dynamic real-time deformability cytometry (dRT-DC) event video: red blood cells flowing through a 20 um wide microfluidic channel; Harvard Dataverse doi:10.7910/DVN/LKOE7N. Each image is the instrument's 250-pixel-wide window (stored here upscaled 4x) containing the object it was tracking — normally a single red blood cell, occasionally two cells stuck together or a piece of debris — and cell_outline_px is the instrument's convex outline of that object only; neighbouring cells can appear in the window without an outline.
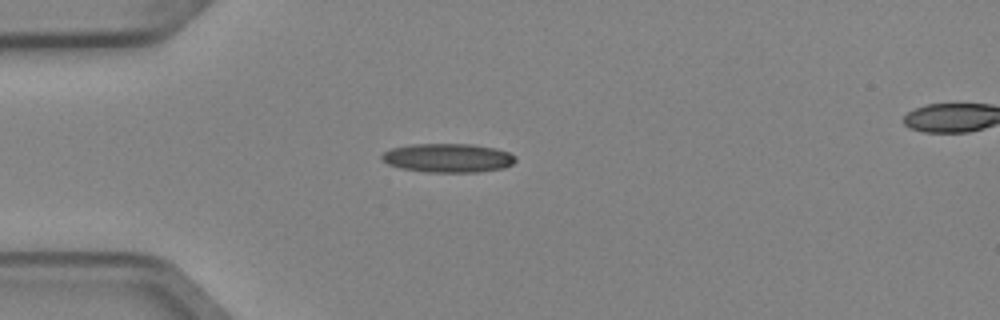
{"species": "Egyptian fruit bat (a non-hibernating species)", "species_latin": "Rousettus aegyptiacus", "temperature_condition": "cold", "stored_images_in_passage": 2, "segment_of_instrument_passage": [1, 2], "camera_frame_rate_fps": 3000, "um_per_image_px": 0.085, "animal": {"sex": "female"}, "frame": {"image": 1, "passage_image": 1, "time_ms": 0.0, "image_size_px": [1000, 320], "cell_outline_px": [[516, 160], [512, 164], [504, 168], [476, 172], [424, 172], [400, 168], [388, 164], [380, 160], [380, 156], [384, 152], [392, 148], [412, 144], [472, 144], [496, 148], [508, 152], [516, 156]], "centroid_in_image_um": [38.06, 13.42], "position_along_channel_um": 46.9, "area_um2": 22.66}}